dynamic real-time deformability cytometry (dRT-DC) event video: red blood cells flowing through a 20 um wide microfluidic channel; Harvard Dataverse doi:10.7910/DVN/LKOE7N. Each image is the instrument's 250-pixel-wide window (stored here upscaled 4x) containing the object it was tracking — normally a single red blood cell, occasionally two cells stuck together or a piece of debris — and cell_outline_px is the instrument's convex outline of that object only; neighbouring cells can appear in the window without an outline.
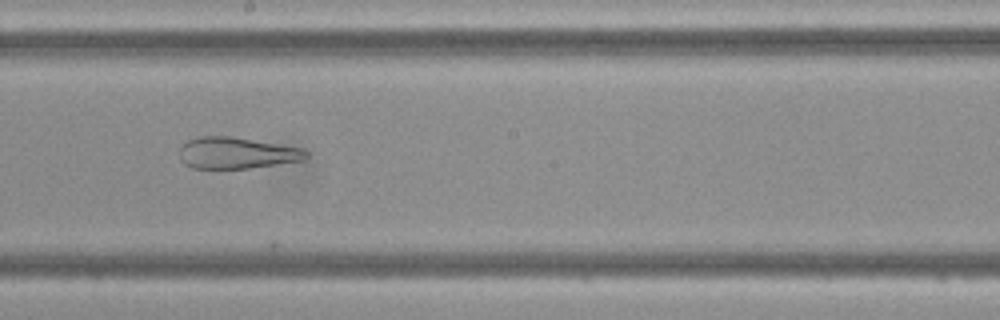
{"species": "Egyptian fruit bat (a non-hibernating species)", "species_latin": "Rousettus aegyptiacus", "temperature_condition": "cold", "stored_images_in_passage": 47, "camera_frame_rate_fps": 3000, "um_per_image_px": 0.085, "frame": {"image": 1, "passage_image": 25, "time_ms": 8.0, "image_size_px": [1000, 320], "cell_outline_px": [[308, 156], [304, 160], [248, 168], [192, 168], [184, 164], [180, 160], [180, 148], [188, 140], [200, 136], [232, 136], [304, 148], [308, 152]], "centroid_in_image_um": [20.13, 12.99], "position_along_channel_um": 228.1, "area_um2": 23.24}}
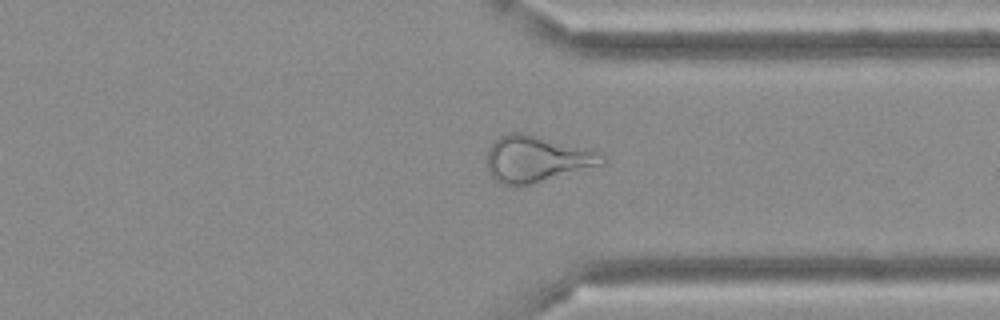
{"frame": {"image": 2, "passage_image": 35, "time_ms": 11.333, "image_size_px": [1000, 320], "cell_outline_px": [[608, 164], [532, 184], [508, 188], [500, 184], [488, 172], [488, 148], [492, 140], [508, 132], [524, 132], [596, 148], [608, 160]], "centroid_in_image_um": [45.7, 13.5], "position_along_channel_um": 365.7, "area_um2": 32.66}}
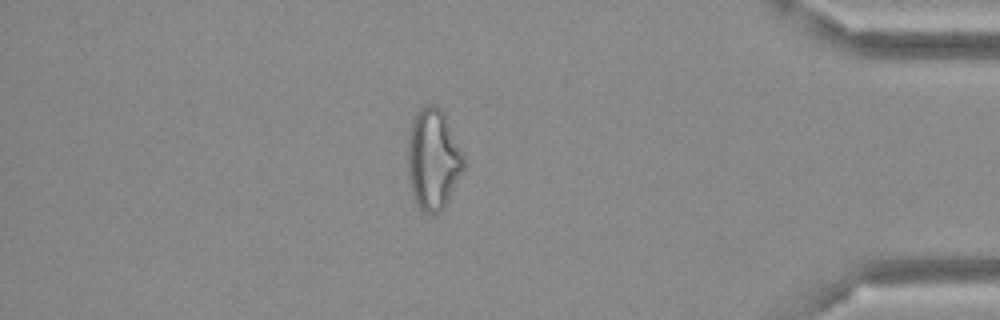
{"frame": {"image": 3, "passage_image": 40, "time_ms": 13.0, "image_size_px": [1000, 320], "cell_outline_px": [[464, 172], [444, 208], [436, 216], [428, 216], [416, 204], [412, 192], [408, 172], [408, 136], [412, 120], [416, 112], [420, 108], [428, 104], [436, 104], [444, 112], [464, 156]], "centroid_in_image_um": [36.83, 13.56], "position_along_channel_um": 398.4, "area_um2": 33.41}}